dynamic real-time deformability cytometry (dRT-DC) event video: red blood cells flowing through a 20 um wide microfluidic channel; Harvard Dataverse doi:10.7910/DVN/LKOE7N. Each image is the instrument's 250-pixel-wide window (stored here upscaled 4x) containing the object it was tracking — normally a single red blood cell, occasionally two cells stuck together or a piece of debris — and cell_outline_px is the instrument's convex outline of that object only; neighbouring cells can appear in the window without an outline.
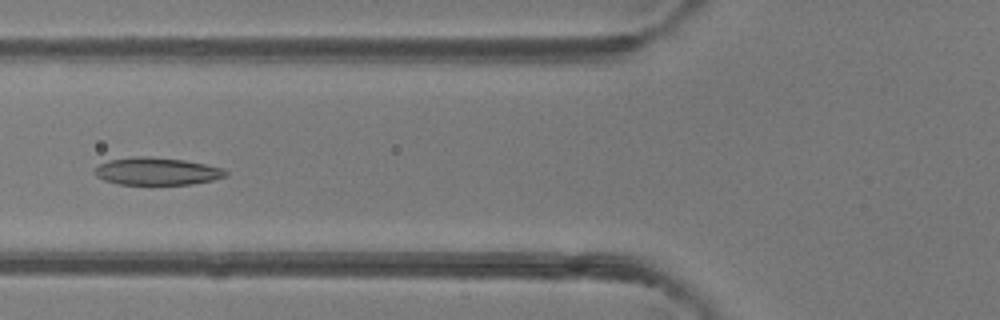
{"species": "common noctule bat (a hibernating species)", "species_latin": "Nyctalus noctula", "temperature_condition": "room temperature", "stored_images_in_passage": 4, "camera_frame_rate_fps": 3000, "um_per_image_px": 0.085, "animal": {"sex": "female"}, "frame": {"image": 1, "passage_image": 4, "time_ms": 1.0, "image_size_px": [1000, 320], "cell_outline_px": [[228, 172], [224, 176], [212, 180], [192, 184], [116, 184], [104, 180], [96, 176], [92, 172], [100, 164], [108, 160], [132, 156], [148, 156], [184, 160], [224, 168]], "centroid_in_image_um": [13.29, 14.55], "position_along_channel_um": 112.5, "area_um2": 20.98}}